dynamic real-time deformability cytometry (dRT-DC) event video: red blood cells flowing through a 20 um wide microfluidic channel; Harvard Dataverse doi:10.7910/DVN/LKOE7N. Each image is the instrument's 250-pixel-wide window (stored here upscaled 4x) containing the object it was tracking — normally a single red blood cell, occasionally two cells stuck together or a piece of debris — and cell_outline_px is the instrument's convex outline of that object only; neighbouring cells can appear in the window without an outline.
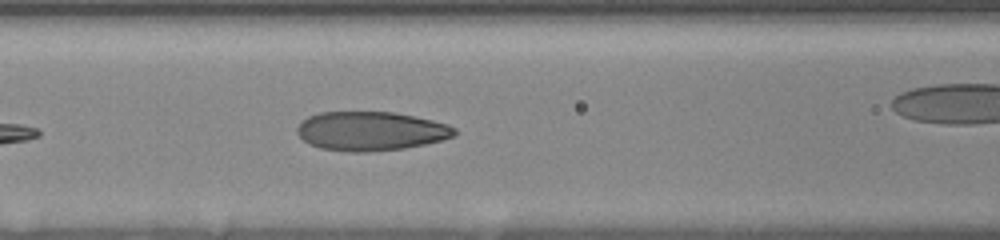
{"species": "human", "species_latin": "Homo sapiens", "temperature_condition": "room temperature", "stored_images_in_passage": 31, "camera_frame_rate_fps": 3000, "um_per_image_px": 0.085, "donor": {"sex": "female"}, "frame": {"image": 1, "passage_image": 20, "time_ms": 3.0, "image_size_px": [1000, 240], "cell_outline_px": [[456, 132], [452, 136], [440, 140], [424, 144], [404, 148], [368, 152], [348, 152], [320, 148], [308, 144], [296, 132], [296, 128], [308, 116], [320, 112], [392, 112], [432, 120], [448, 124], [456, 128]], "centroid_in_image_um": [31.48, 11.15], "position_along_channel_um": 135.1, "area_um2": 35.66}}